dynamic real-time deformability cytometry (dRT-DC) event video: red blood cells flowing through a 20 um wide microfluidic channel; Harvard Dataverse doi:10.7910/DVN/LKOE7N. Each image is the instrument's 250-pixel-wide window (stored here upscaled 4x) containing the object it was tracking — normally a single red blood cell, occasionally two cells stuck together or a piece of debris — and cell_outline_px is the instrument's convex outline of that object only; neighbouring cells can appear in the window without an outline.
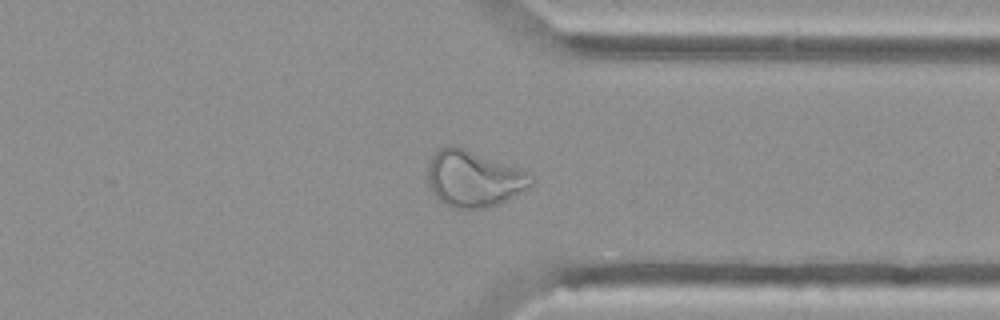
{"species": "Egyptian fruit bat (a non-hibernating species)", "species_latin": "Rousettus aegyptiacus", "temperature_condition": "cold", "stored_images_in_passage": 37, "camera_frame_rate_fps": 3000, "um_per_image_px": 0.085, "animal": {"sex": "female"}, "frame": {"image": 1, "passage_image": 25, "time_ms": 8.0, "image_size_px": [1000, 320], "cell_outline_px": [[536, 180], [528, 188], [488, 208], [452, 208], [444, 204], [432, 192], [428, 184], [428, 160], [444, 144], [452, 144], [464, 148], [516, 168], [532, 176]], "centroid_in_image_um": [40.2, 15.18], "position_along_channel_um": 371.2, "area_um2": 33.52}}
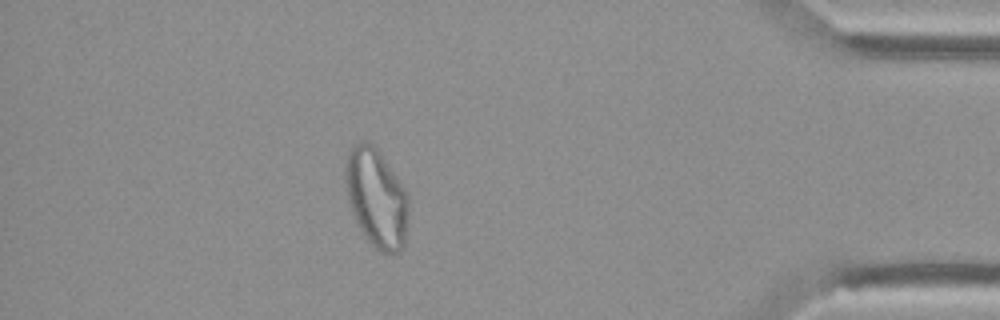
{"frame": {"image": 2, "passage_image": 31, "time_ms": 10.0, "image_size_px": [1000, 320], "cell_outline_px": [[408, 224], [404, 248], [400, 252], [380, 252], [364, 236], [352, 216], [344, 176], [344, 164], [348, 152], [360, 140], [364, 140], [372, 144], [380, 152], [408, 192]], "centroid_in_image_um": [32.0, 16.83], "position_along_channel_um": 403.2, "area_um2": 36.76}}